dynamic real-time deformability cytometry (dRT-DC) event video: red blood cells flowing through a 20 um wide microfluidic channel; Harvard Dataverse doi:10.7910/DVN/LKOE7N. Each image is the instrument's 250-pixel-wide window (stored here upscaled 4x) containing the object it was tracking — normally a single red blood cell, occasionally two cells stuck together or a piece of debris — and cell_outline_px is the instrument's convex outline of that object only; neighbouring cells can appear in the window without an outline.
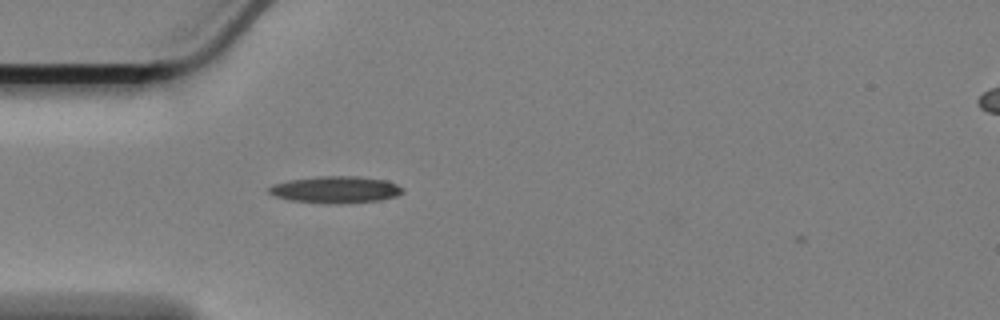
{"species": "Egyptian fruit bat (a non-hibernating species)", "species_latin": "Rousettus aegyptiacus", "temperature_condition": "cold", "stored_images_in_passage": 40, "camera_frame_rate_fps": 3000, "um_per_image_px": 0.085, "animal": {"sex": "female"}, "frame": {"image": 1, "passage_image": 1, "time_ms": 0.0, "image_size_px": [1000, 320], "cell_outline_px": [[404, 192], [396, 196], [380, 200], [332, 204], [288, 200], [276, 196], [268, 192], [268, 188], [272, 184], [288, 180], [320, 176], [360, 176], [388, 180], [404, 188]], "centroid_in_image_um": [28.54, 16.11], "position_along_channel_um": 56.5, "area_um2": 21.04}}
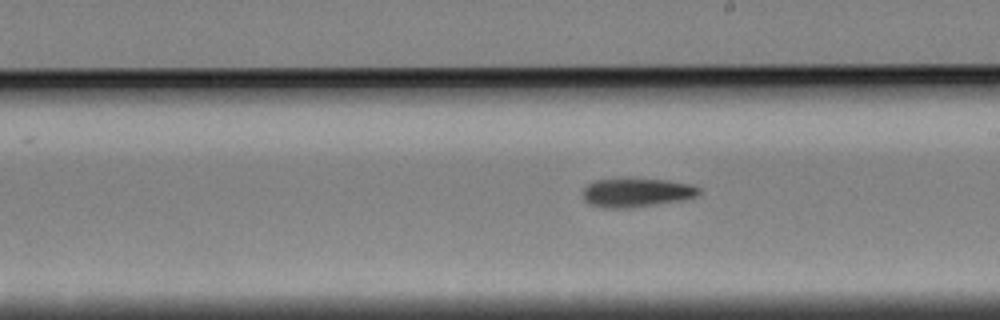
{"frame": {"image": 2, "passage_image": 17, "time_ms": 5.333, "image_size_px": [1000, 320], "cell_outline_px": [[700, 192], [696, 196], [684, 200], [632, 208], [600, 208], [588, 204], [584, 200], [584, 188], [588, 184], [596, 180], [668, 180], [688, 184], [700, 188]], "centroid_in_image_um": [54.1, 16.41], "position_along_channel_um": 234.9, "area_um2": 19.25}}
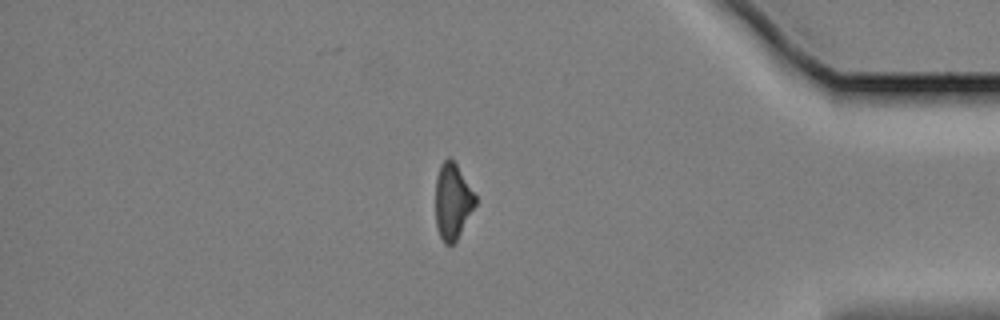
{"frame": {"image": 3, "passage_image": 34, "time_ms": 11.0, "image_size_px": [1000, 320], "cell_outline_px": [[476, 204], [456, 240], [452, 244], [444, 244], [436, 228], [436, 176], [440, 164], [448, 156], [456, 164], [476, 196]], "centroid_in_image_um": [38.45, 17.1], "position_along_channel_um": 396.8, "area_um2": 17.4}, "authors_computed_cell_mechanics": {"area_um2": 19.363, "velocity_mm_per_s": 3.4065, "shape_relaxation_time_tau1_ms": 5.4486, "shape_relaxation_time_tau2_ms": null, "deformation_change_tau1": 0.1626, "deformation_change_tau2": null}}